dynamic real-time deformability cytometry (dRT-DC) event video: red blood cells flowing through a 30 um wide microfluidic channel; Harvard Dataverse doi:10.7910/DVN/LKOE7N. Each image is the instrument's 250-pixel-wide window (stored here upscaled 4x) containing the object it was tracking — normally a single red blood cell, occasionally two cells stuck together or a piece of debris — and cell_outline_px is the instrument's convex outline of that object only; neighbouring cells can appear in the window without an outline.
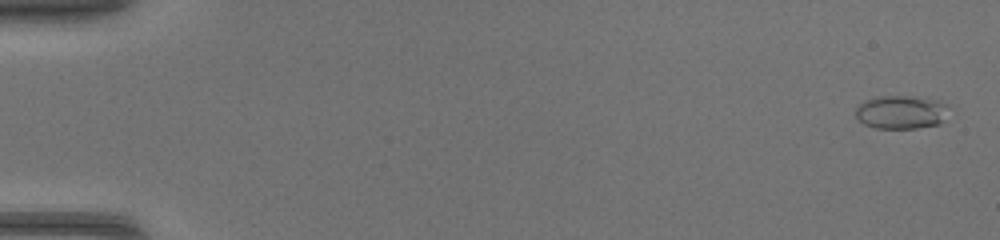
{"species": "common noctule bat (a hibernating species)", "species_latin": "Nyctalus noctula", "temperature_condition": "warm", "stored_images_in_passage": 47, "camera_frame_rate_fps": 3000, "um_per_image_px": 0.085, "animal": {"sex": "female", "body_mass_g": 17.0, "forearm_length_mm": 48.0}, "frame": {"image": 1, "passage_image": 2, "time_ms": 0.333, "image_size_px": [1000, 240], "cell_outline_px": [[948, 104], [944, 120], [940, 124], [916, 128], [876, 128], [864, 124], [856, 116], [856, 108], [864, 100], [876, 96], [916, 96], [940, 100]], "centroid_in_image_um": [76.62, 9.51], "position_along_channel_um": 8.4, "area_um2": 18.32}}
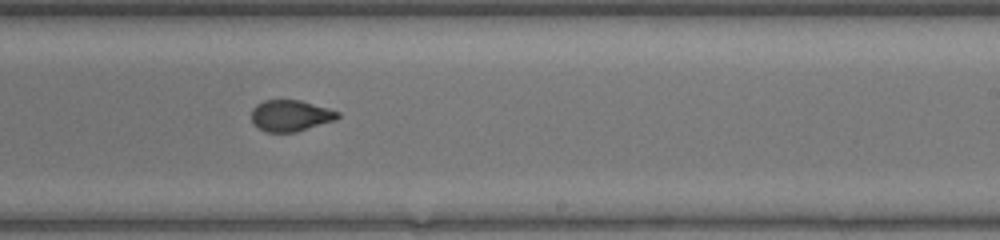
{"frame": {"image": 2, "passage_image": 30, "time_ms": 9.667, "image_size_px": [1000, 240], "cell_outline_px": [[340, 116], [336, 120], [296, 132], [264, 132], [252, 124], [252, 108], [256, 104], [264, 100], [300, 100], [328, 108], [340, 112]], "centroid_in_image_um": [24.68, 9.83], "position_along_channel_um": 264.3, "area_um2": 15.9}}
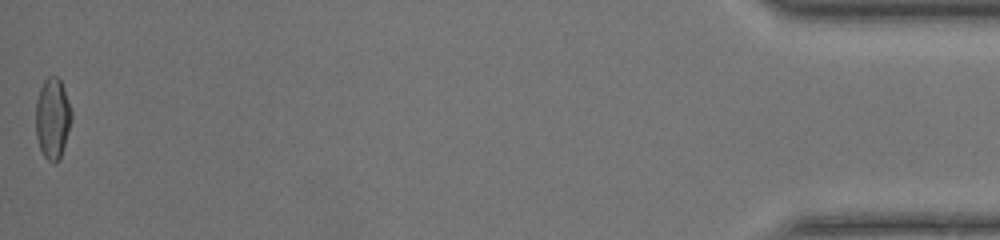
{"frame": {"image": 3, "passage_image": 47, "time_ms": 15.333, "image_size_px": [1000, 240], "cell_outline_px": [[72, 120], [60, 160], [56, 164], [48, 160], [44, 156], [40, 148], [36, 136], [36, 100], [40, 88], [44, 80], [48, 76], [56, 76], [60, 80], [64, 88], [72, 112]], "centroid_in_image_um": [4.47, 10.08], "position_along_channel_um": 430.7, "area_um2": 16.99}}